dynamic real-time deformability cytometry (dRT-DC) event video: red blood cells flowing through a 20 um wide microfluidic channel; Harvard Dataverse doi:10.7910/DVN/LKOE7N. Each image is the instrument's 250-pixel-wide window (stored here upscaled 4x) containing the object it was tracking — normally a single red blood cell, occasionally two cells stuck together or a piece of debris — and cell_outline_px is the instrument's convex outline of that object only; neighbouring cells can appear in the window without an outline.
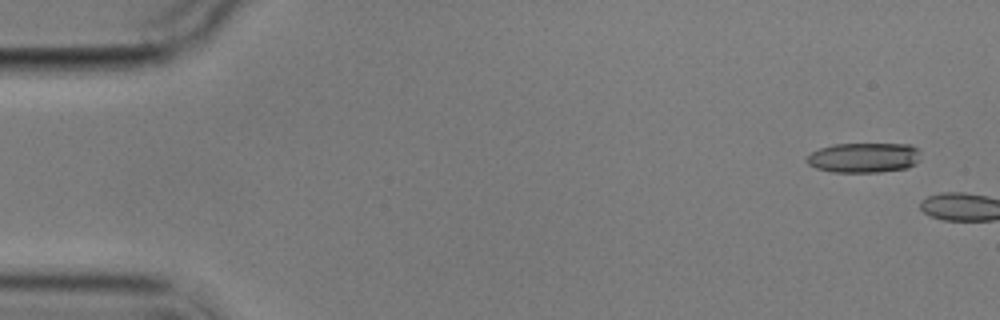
{"species": "common noctule bat (a hibernating species)", "species_latin": "Nyctalus noctula", "temperature_condition": "cold", "stored_images_in_passage": 2, "camera_frame_rate_fps": 3000, "um_per_image_px": 0.085, "animal": {"sex": "male", "body_mass_g": 17.9}, "frame": {"image": 1, "passage_image": 1, "time_ms": 0.0, "image_size_px": [1000, 320], "cell_outline_px": [[920, 160], [916, 164], [908, 168], [880, 172], [832, 172], [816, 168], [808, 164], [808, 156], [812, 152], [820, 148], [832, 144], [912, 144], [920, 148]], "centroid_in_image_um": [73.5, 13.4], "position_along_channel_um": 11.5, "area_um2": 20.11}}